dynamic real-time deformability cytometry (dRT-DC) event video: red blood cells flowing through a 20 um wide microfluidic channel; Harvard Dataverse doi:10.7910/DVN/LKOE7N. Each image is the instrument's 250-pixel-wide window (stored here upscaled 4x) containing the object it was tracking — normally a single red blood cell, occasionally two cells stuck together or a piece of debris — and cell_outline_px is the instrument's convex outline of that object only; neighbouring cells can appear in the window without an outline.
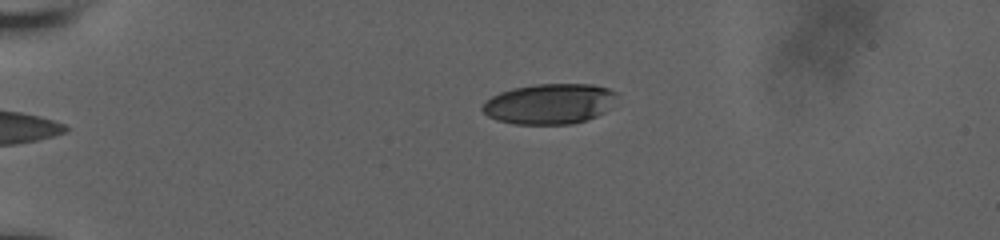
{"species": "human", "species_latin": "Homo sapiens", "temperature_condition": "room temperature", "stored_images_in_passage": 43, "camera_frame_rate_fps": 3000, "um_per_image_px": 0.085, "donor": {"sex": "male"}, "frame": {"image": 1, "passage_image": 1, "time_ms": 0.0, "image_size_px": [1000, 240], "cell_outline_px": [[616, 96], [604, 112], [596, 116], [572, 124], [512, 124], [496, 120], [488, 116], [480, 108], [492, 96], [500, 92], [512, 88], [536, 84], [592, 84], [608, 88], [616, 92]], "centroid_in_image_um": [46.67, 8.82], "position_along_channel_um": 38.3, "area_um2": 31.44}}
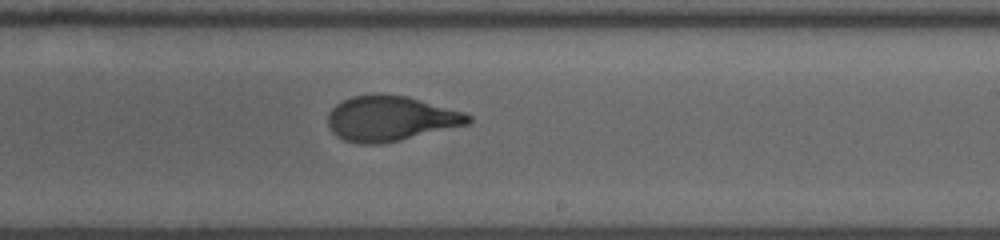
{"frame": {"image": 2, "passage_image": 23, "time_ms": 7.333, "image_size_px": [1000, 240], "cell_outline_px": [[472, 120], [468, 124], [400, 140], [380, 144], [356, 144], [344, 140], [336, 136], [332, 132], [328, 124], [328, 112], [336, 104], [352, 96], [372, 92], [376, 92], [408, 96], [464, 112], [472, 116]], "centroid_in_image_um": [33.16, 10.06], "position_along_channel_um": 255.8, "area_um2": 37.28}}
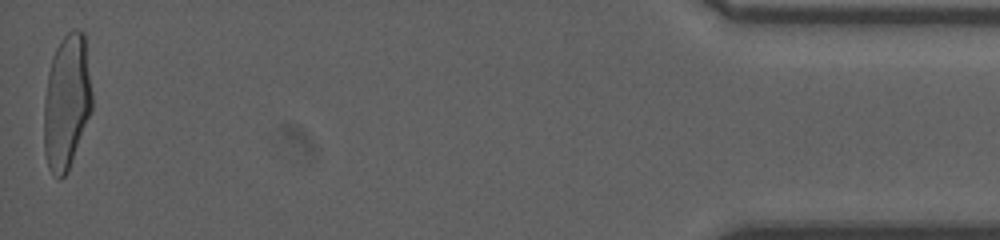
{"frame": {"image": 3, "passage_image": 43, "time_ms": 14.0, "image_size_px": [1000, 240], "cell_outline_px": [[92, 108], [68, 172], [60, 180], [48, 168], [44, 152], [44, 100], [48, 72], [52, 56], [60, 40], [72, 28], [76, 28], [84, 32], [92, 92]], "centroid_in_image_um": [5.66, 8.65], "position_along_channel_um": 429.5, "area_um2": 37.97}, "authors_computed_cell_mechanics": {"area_um2": 36.8186, "velocity_mm_per_s": 3.8336, "shape_relaxation_time_tau1_ms": 4.9544, "shape_relaxation_time_tau2_ms": 0.7311, "deformation_change_tau1": 0.2348, "deformation_change_tau2": 0.067}}